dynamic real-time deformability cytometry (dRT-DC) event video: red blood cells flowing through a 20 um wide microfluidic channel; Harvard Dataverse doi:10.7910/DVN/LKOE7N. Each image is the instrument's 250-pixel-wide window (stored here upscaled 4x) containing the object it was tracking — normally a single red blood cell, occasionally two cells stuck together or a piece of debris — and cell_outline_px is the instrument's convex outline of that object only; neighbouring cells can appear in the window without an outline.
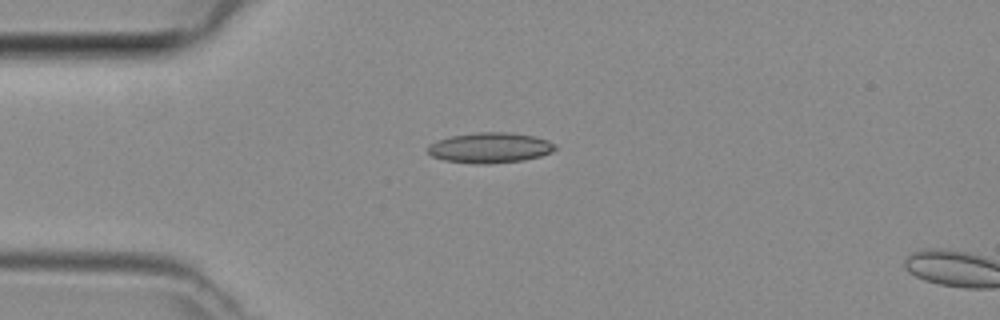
{"species": "common noctule bat (a hibernating species)", "species_latin": "Nyctalus noctula", "temperature_condition": "room temperature", "stored_images_in_passage": 4, "camera_frame_rate_fps": 3000, "um_per_image_px": 0.085, "animal": {"sex": "female", "body_mass_g": 29.2, "forearm_length_mm": 56.3}, "frame": {"image": 1, "passage_image": 3, "time_ms": 0.667, "image_size_px": [1000, 320], "cell_outline_px": [[556, 148], [552, 152], [540, 156], [524, 160], [488, 164], [476, 164], [444, 160], [432, 156], [428, 152], [428, 144], [436, 140], [448, 136], [476, 132], [508, 132], [536, 136], [548, 140], [556, 144]], "centroid_in_image_um": [41.64, 12.55], "position_along_channel_um": 43.4, "area_um2": 22.83}}